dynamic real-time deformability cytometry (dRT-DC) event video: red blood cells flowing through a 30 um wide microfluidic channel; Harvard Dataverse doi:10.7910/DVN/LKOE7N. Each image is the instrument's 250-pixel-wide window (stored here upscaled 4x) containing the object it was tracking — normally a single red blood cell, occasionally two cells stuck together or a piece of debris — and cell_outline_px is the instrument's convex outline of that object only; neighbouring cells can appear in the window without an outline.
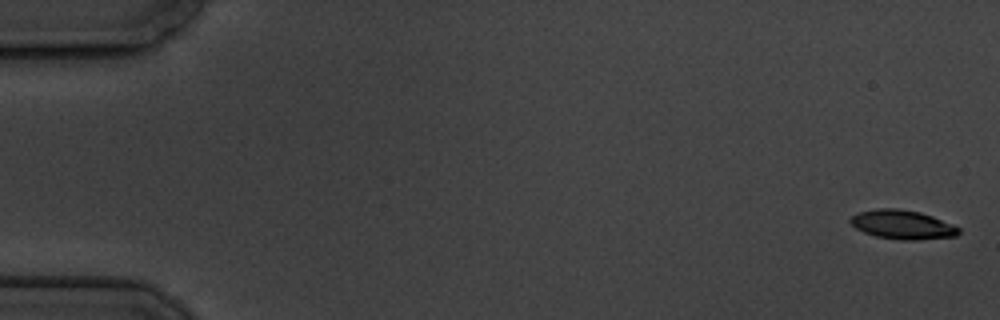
{"species": "common noctule bat (a hibernating species)", "species_latin": "Nyctalus noctula", "temperature_condition": "cold", "stored_images_in_passage": 5, "camera_frame_rate_fps": 3000, "um_per_image_px": 0.085, "animal": {"sex": "male", "body_mass_g": 19.5, "forearm_length_mm": 54.6}, "frame": {"image": 1, "passage_image": 1, "time_ms": 0.0, "image_size_px": [1000, 320], "cell_outline_px": [[960, 232], [956, 236], [920, 240], [900, 240], [876, 236], [864, 232], [856, 228], [848, 220], [852, 216], [860, 212], [876, 208], [896, 208], [920, 212], [932, 216], [952, 224], [960, 228]], "centroid_in_image_um": [76.72, 19.09], "position_along_channel_um": 8.3, "area_um2": 18.32}}
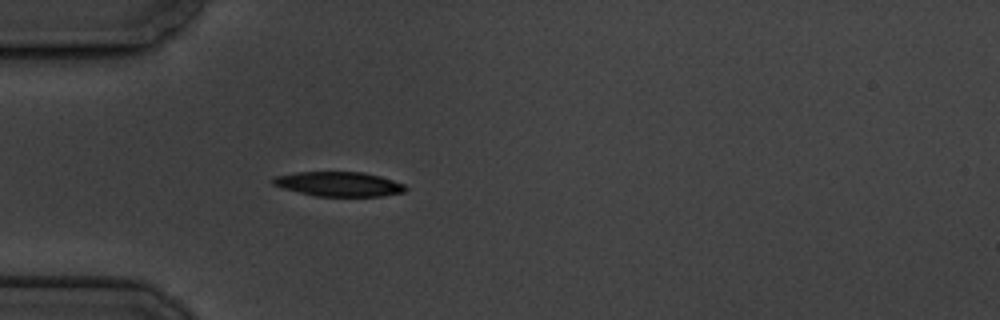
{"frame": {"image": 2, "passage_image": 5, "time_ms": 5.333, "image_size_px": [1000, 320], "cell_outline_px": [[408, 188], [404, 192], [380, 196], [316, 196], [284, 188], [272, 184], [272, 180], [276, 176], [296, 172], [364, 172], [380, 176], [404, 184]], "centroid_in_image_um": [28.83, 15.64], "position_along_channel_um": 56.2, "area_um2": 18.79}}